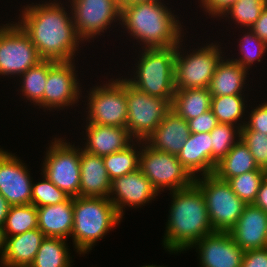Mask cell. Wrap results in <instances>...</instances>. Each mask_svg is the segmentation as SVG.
I'll return each instance as SVG.
<instances>
[{"mask_svg":"<svg viewBox=\"0 0 267 267\" xmlns=\"http://www.w3.org/2000/svg\"><path fill=\"white\" fill-rule=\"evenodd\" d=\"M63 4L64 1L49 0L32 2L20 9L16 23L43 60L75 61L79 46L84 44L76 32L72 11Z\"/></svg>","mask_w":267,"mask_h":267,"instance_id":"1","label":"cell"},{"mask_svg":"<svg viewBox=\"0 0 267 267\" xmlns=\"http://www.w3.org/2000/svg\"><path fill=\"white\" fill-rule=\"evenodd\" d=\"M169 195L171 205L162 236V246L170 254H179L188 251L195 242L215 231L203 193L195 183L190 187L172 191Z\"/></svg>","mask_w":267,"mask_h":267,"instance_id":"2","label":"cell"},{"mask_svg":"<svg viewBox=\"0 0 267 267\" xmlns=\"http://www.w3.org/2000/svg\"><path fill=\"white\" fill-rule=\"evenodd\" d=\"M164 3L155 0L121 6L120 26L125 29L121 32L137 40L141 49L176 47L186 35L184 25Z\"/></svg>","mask_w":267,"mask_h":267,"instance_id":"3","label":"cell"},{"mask_svg":"<svg viewBox=\"0 0 267 267\" xmlns=\"http://www.w3.org/2000/svg\"><path fill=\"white\" fill-rule=\"evenodd\" d=\"M74 225L71 239L78 255L88 254L96 243L123 220L109 198H73Z\"/></svg>","mask_w":267,"mask_h":267,"instance_id":"4","label":"cell"},{"mask_svg":"<svg viewBox=\"0 0 267 267\" xmlns=\"http://www.w3.org/2000/svg\"><path fill=\"white\" fill-rule=\"evenodd\" d=\"M142 51V52H141ZM176 47L139 49L132 74L124 79L137 90L172 103ZM136 67V68H135ZM133 75V77H132ZM130 77V78H129Z\"/></svg>","mask_w":267,"mask_h":267,"instance_id":"5","label":"cell"},{"mask_svg":"<svg viewBox=\"0 0 267 267\" xmlns=\"http://www.w3.org/2000/svg\"><path fill=\"white\" fill-rule=\"evenodd\" d=\"M184 41L182 39L176 46L175 88H208L217 65L226 55L225 50H221L224 47H220L223 45H220L218 41L217 43L208 41L205 45L202 44L203 46H197L196 49H191L189 46L190 50L187 51Z\"/></svg>","mask_w":267,"mask_h":267,"instance_id":"6","label":"cell"},{"mask_svg":"<svg viewBox=\"0 0 267 267\" xmlns=\"http://www.w3.org/2000/svg\"><path fill=\"white\" fill-rule=\"evenodd\" d=\"M102 84V85H101ZM95 84L87 90L86 124L126 127L128 116L126 80L123 76L110 78L105 83ZM88 99V100H87Z\"/></svg>","mask_w":267,"mask_h":267,"instance_id":"7","label":"cell"},{"mask_svg":"<svg viewBox=\"0 0 267 267\" xmlns=\"http://www.w3.org/2000/svg\"><path fill=\"white\" fill-rule=\"evenodd\" d=\"M65 138H52L44 151L41 173L69 197L75 198L80 191V145H72Z\"/></svg>","mask_w":267,"mask_h":267,"instance_id":"8","label":"cell"},{"mask_svg":"<svg viewBox=\"0 0 267 267\" xmlns=\"http://www.w3.org/2000/svg\"><path fill=\"white\" fill-rule=\"evenodd\" d=\"M195 184L203 193L214 231L231 230L247 204L236 195L227 181L214 174L195 178Z\"/></svg>","mask_w":267,"mask_h":267,"instance_id":"9","label":"cell"},{"mask_svg":"<svg viewBox=\"0 0 267 267\" xmlns=\"http://www.w3.org/2000/svg\"><path fill=\"white\" fill-rule=\"evenodd\" d=\"M139 169L159 194H162L160 192H164L165 189L172 192L190 187L195 183V178L180 162L177 155L153 149L142 140Z\"/></svg>","mask_w":267,"mask_h":267,"instance_id":"10","label":"cell"},{"mask_svg":"<svg viewBox=\"0 0 267 267\" xmlns=\"http://www.w3.org/2000/svg\"><path fill=\"white\" fill-rule=\"evenodd\" d=\"M11 22L0 24V76L10 79L18 78L43 60L28 35Z\"/></svg>","mask_w":267,"mask_h":267,"instance_id":"11","label":"cell"},{"mask_svg":"<svg viewBox=\"0 0 267 267\" xmlns=\"http://www.w3.org/2000/svg\"><path fill=\"white\" fill-rule=\"evenodd\" d=\"M65 3L69 4L66 6L72 11L76 32L83 42H94L113 23L120 26L121 5L115 0H66Z\"/></svg>","mask_w":267,"mask_h":267,"instance_id":"12","label":"cell"},{"mask_svg":"<svg viewBox=\"0 0 267 267\" xmlns=\"http://www.w3.org/2000/svg\"><path fill=\"white\" fill-rule=\"evenodd\" d=\"M126 99V128L135 140L147 139L171 110V104L167 100L141 92L127 81Z\"/></svg>","mask_w":267,"mask_h":267,"instance_id":"13","label":"cell"},{"mask_svg":"<svg viewBox=\"0 0 267 267\" xmlns=\"http://www.w3.org/2000/svg\"><path fill=\"white\" fill-rule=\"evenodd\" d=\"M75 61L49 60V71L43 93V110L71 109L82 97ZM66 107V108H65Z\"/></svg>","mask_w":267,"mask_h":267,"instance_id":"14","label":"cell"},{"mask_svg":"<svg viewBox=\"0 0 267 267\" xmlns=\"http://www.w3.org/2000/svg\"><path fill=\"white\" fill-rule=\"evenodd\" d=\"M159 192L149 179L137 169L124 176L111 180V189L108 198L114 204L119 216L123 219L125 208H139L146 206L156 199Z\"/></svg>","mask_w":267,"mask_h":267,"instance_id":"15","label":"cell"},{"mask_svg":"<svg viewBox=\"0 0 267 267\" xmlns=\"http://www.w3.org/2000/svg\"><path fill=\"white\" fill-rule=\"evenodd\" d=\"M16 153L0 155V194L11 206L31 204L32 183L30 169Z\"/></svg>","mask_w":267,"mask_h":267,"instance_id":"16","label":"cell"},{"mask_svg":"<svg viewBox=\"0 0 267 267\" xmlns=\"http://www.w3.org/2000/svg\"><path fill=\"white\" fill-rule=\"evenodd\" d=\"M199 267H242L244 250L238 246L229 232L215 231L195 242Z\"/></svg>","mask_w":267,"mask_h":267,"instance_id":"17","label":"cell"},{"mask_svg":"<svg viewBox=\"0 0 267 267\" xmlns=\"http://www.w3.org/2000/svg\"><path fill=\"white\" fill-rule=\"evenodd\" d=\"M228 232L244 251L267 247V212L247 204L237 223Z\"/></svg>","mask_w":267,"mask_h":267,"instance_id":"18","label":"cell"},{"mask_svg":"<svg viewBox=\"0 0 267 267\" xmlns=\"http://www.w3.org/2000/svg\"><path fill=\"white\" fill-rule=\"evenodd\" d=\"M84 130L82 133L86 134L82 139L86 141L81 148L96 156L103 157L121 151L135 141L126 127L86 124Z\"/></svg>","mask_w":267,"mask_h":267,"instance_id":"19","label":"cell"},{"mask_svg":"<svg viewBox=\"0 0 267 267\" xmlns=\"http://www.w3.org/2000/svg\"><path fill=\"white\" fill-rule=\"evenodd\" d=\"M190 134L188 121L170 110L144 141L153 149L178 155Z\"/></svg>","mask_w":267,"mask_h":267,"instance_id":"20","label":"cell"},{"mask_svg":"<svg viewBox=\"0 0 267 267\" xmlns=\"http://www.w3.org/2000/svg\"><path fill=\"white\" fill-rule=\"evenodd\" d=\"M111 180L103 157L92 155L80 146V191L82 197L108 198Z\"/></svg>","mask_w":267,"mask_h":267,"instance_id":"21","label":"cell"},{"mask_svg":"<svg viewBox=\"0 0 267 267\" xmlns=\"http://www.w3.org/2000/svg\"><path fill=\"white\" fill-rule=\"evenodd\" d=\"M177 158L194 178L212 174L210 132L191 133Z\"/></svg>","mask_w":267,"mask_h":267,"instance_id":"22","label":"cell"},{"mask_svg":"<svg viewBox=\"0 0 267 267\" xmlns=\"http://www.w3.org/2000/svg\"><path fill=\"white\" fill-rule=\"evenodd\" d=\"M45 237L39 228L19 235L5 237V251L0 265L5 267H29L33 263Z\"/></svg>","mask_w":267,"mask_h":267,"instance_id":"23","label":"cell"},{"mask_svg":"<svg viewBox=\"0 0 267 267\" xmlns=\"http://www.w3.org/2000/svg\"><path fill=\"white\" fill-rule=\"evenodd\" d=\"M73 198L48 206L37 207L38 228L46 237L69 239L74 225Z\"/></svg>","mask_w":267,"mask_h":267,"instance_id":"24","label":"cell"},{"mask_svg":"<svg viewBox=\"0 0 267 267\" xmlns=\"http://www.w3.org/2000/svg\"><path fill=\"white\" fill-rule=\"evenodd\" d=\"M226 57V58H225ZM250 73L238 63L224 56L216 67L208 87L212 97L224 95H247V78ZM247 84V85H246ZM245 86V87H244Z\"/></svg>","mask_w":267,"mask_h":267,"instance_id":"25","label":"cell"},{"mask_svg":"<svg viewBox=\"0 0 267 267\" xmlns=\"http://www.w3.org/2000/svg\"><path fill=\"white\" fill-rule=\"evenodd\" d=\"M259 169L247 145L240 138L232 149L214 168L213 174L224 181L230 178Z\"/></svg>","mask_w":267,"mask_h":267,"instance_id":"26","label":"cell"},{"mask_svg":"<svg viewBox=\"0 0 267 267\" xmlns=\"http://www.w3.org/2000/svg\"><path fill=\"white\" fill-rule=\"evenodd\" d=\"M211 99L208 88L176 89L171 110L188 121L210 110Z\"/></svg>","mask_w":267,"mask_h":267,"instance_id":"27","label":"cell"},{"mask_svg":"<svg viewBox=\"0 0 267 267\" xmlns=\"http://www.w3.org/2000/svg\"><path fill=\"white\" fill-rule=\"evenodd\" d=\"M245 97L247 98L248 95L212 97L211 110L218 123H229L242 129L246 124L245 116L248 110V98L246 99Z\"/></svg>","mask_w":267,"mask_h":267,"instance_id":"28","label":"cell"},{"mask_svg":"<svg viewBox=\"0 0 267 267\" xmlns=\"http://www.w3.org/2000/svg\"><path fill=\"white\" fill-rule=\"evenodd\" d=\"M49 71V60H42L33 67H30L22 75L19 76L18 93L22 95V98L29 100L32 105L43 109V93L45 85L47 84V76ZM26 98V99H25Z\"/></svg>","mask_w":267,"mask_h":267,"instance_id":"29","label":"cell"},{"mask_svg":"<svg viewBox=\"0 0 267 267\" xmlns=\"http://www.w3.org/2000/svg\"><path fill=\"white\" fill-rule=\"evenodd\" d=\"M67 239L45 237L29 267H72L74 264Z\"/></svg>","mask_w":267,"mask_h":267,"instance_id":"30","label":"cell"},{"mask_svg":"<svg viewBox=\"0 0 267 267\" xmlns=\"http://www.w3.org/2000/svg\"><path fill=\"white\" fill-rule=\"evenodd\" d=\"M140 152L141 140H135L127 148L103 156L109 179L113 180L116 177L124 176L139 169Z\"/></svg>","mask_w":267,"mask_h":267,"instance_id":"31","label":"cell"},{"mask_svg":"<svg viewBox=\"0 0 267 267\" xmlns=\"http://www.w3.org/2000/svg\"><path fill=\"white\" fill-rule=\"evenodd\" d=\"M38 228L37 207L33 204L11 206L3 225L5 237Z\"/></svg>","mask_w":267,"mask_h":267,"instance_id":"32","label":"cell"},{"mask_svg":"<svg viewBox=\"0 0 267 267\" xmlns=\"http://www.w3.org/2000/svg\"><path fill=\"white\" fill-rule=\"evenodd\" d=\"M242 31L243 36L237 38L239 39V42L237 41L239 43L237 45L239 47V56L237 55V58L233 56L230 59L249 72L256 62L259 63L261 59H264L263 57L267 53V44L259 39L250 29H245V31L243 29Z\"/></svg>","mask_w":267,"mask_h":267,"instance_id":"33","label":"cell"},{"mask_svg":"<svg viewBox=\"0 0 267 267\" xmlns=\"http://www.w3.org/2000/svg\"><path fill=\"white\" fill-rule=\"evenodd\" d=\"M266 5L267 0H237L220 18H225V21L229 19L228 22L233 21L238 28L250 29Z\"/></svg>","mask_w":267,"mask_h":267,"instance_id":"34","label":"cell"},{"mask_svg":"<svg viewBox=\"0 0 267 267\" xmlns=\"http://www.w3.org/2000/svg\"><path fill=\"white\" fill-rule=\"evenodd\" d=\"M212 144V174L218 163L241 138V129L229 123H218L210 132Z\"/></svg>","mask_w":267,"mask_h":267,"instance_id":"35","label":"cell"},{"mask_svg":"<svg viewBox=\"0 0 267 267\" xmlns=\"http://www.w3.org/2000/svg\"><path fill=\"white\" fill-rule=\"evenodd\" d=\"M267 177L265 170H253L227 180L232 190L246 204H253L259 188Z\"/></svg>","mask_w":267,"mask_h":267,"instance_id":"36","label":"cell"},{"mask_svg":"<svg viewBox=\"0 0 267 267\" xmlns=\"http://www.w3.org/2000/svg\"><path fill=\"white\" fill-rule=\"evenodd\" d=\"M41 181L32 183L31 204L36 207L48 206L61 203L69 196L60 190L43 173H40Z\"/></svg>","mask_w":267,"mask_h":267,"instance_id":"37","label":"cell"},{"mask_svg":"<svg viewBox=\"0 0 267 267\" xmlns=\"http://www.w3.org/2000/svg\"><path fill=\"white\" fill-rule=\"evenodd\" d=\"M241 139L247 145L259 169L267 172V134L258 131H241Z\"/></svg>","mask_w":267,"mask_h":267,"instance_id":"38","label":"cell"},{"mask_svg":"<svg viewBox=\"0 0 267 267\" xmlns=\"http://www.w3.org/2000/svg\"><path fill=\"white\" fill-rule=\"evenodd\" d=\"M264 100L251 111H247L246 124L241 131H258L267 134V101ZM248 120V121H247Z\"/></svg>","mask_w":267,"mask_h":267,"instance_id":"39","label":"cell"},{"mask_svg":"<svg viewBox=\"0 0 267 267\" xmlns=\"http://www.w3.org/2000/svg\"><path fill=\"white\" fill-rule=\"evenodd\" d=\"M218 124L217 118L212 110L188 120L189 130L191 133H208L211 132Z\"/></svg>","mask_w":267,"mask_h":267,"instance_id":"40","label":"cell"},{"mask_svg":"<svg viewBox=\"0 0 267 267\" xmlns=\"http://www.w3.org/2000/svg\"><path fill=\"white\" fill-rule=\"evenodd\" d=\"M200 1V2H199ZM237 0H198V6L203 8L205 14L211 18H219L228 10Z\"/></svg>","mask_w":267,"mask_h":267,"instance_id":"41","label":"cell"},{"mask_svg":"<svg viewBox=\"0 0 267 267\" xmlns=\"http://www.w3.org/2000/svg\"><path fill=\"white\" fill-rule=\"evenodd\" d=\"M242 267H267V247L245 251Z\"/></svg>","mask_w":267,"mask_h":267,"instance_id":"42","label":"cell"},{"mask_svg":"<svg viewBox=\"0 0 267 267\" xmlns=\"http://www.w3.org/2000/svg\"><path fill=\"white\" fill-rule=\"evenodd\" d=\"M250 30L267 44V5L262 10L258 20L250 27Z\"/></svg>","mask_w":267,"mask_h":267,"instance_id":"43","label":"cell"},{"mask_svg":"<svg viewBox=\"0 0 267 267\" xmlns=\"http://www.w3.org/2000/svg\"><path fill=\"white\" fill-rule=\"evenodd\" d=\"M253 205L267 212V177L262 182Z\"/></svg>","mask_w":267,"mask_h":267,"instance_id":"44","label":"cell"},{"mask_svg":"<svg viewBox=\"0 0 267 267\" xmlns=\"http://www.w3.org/2000/svg\"><path fill=\"white\" fill-rule=\"evenodd\" d=\"M10 207L11 205L9 204V202L3 195L0 194V227H3Z\"/></svg>","mask_w":267,"mask_h":267,"instance_id":"45","label":"cell"},{"mask_svg":"<svg viewBox=\"0 0 267 267\" xmlns=\"http://www.w3.org/2000/svg\"><path fill=\"white\" fill-rule=\"evenodd\" d=\"M4 251H5V236L3 227H0V263L4 255Z\"/></svg>","mask_w":267,"mask_h":267,"instance_id":"46","label":"cell"},{"mask_svg":"<svg viewBox=\"0 0 267 267\" xmlns=\"http://www.w3.org/2000/svg\"><path fill=\"white\" fill-rule=\"evenodd\" d=\"M155 0H125V5H129L132 3H137V2H151Z\"/></svg>","mask_w":267,"mask_h":267,"instance_id":"47","label":"cell"},{"mask_svg":"<svg viewBox=\"0 0 267 267\" xmlns=\"http://www.w3.org/2000/svg\"><path fill=\"white\" fill-rule=\"evenodd\" d=\"M117 3H119L121 6L125 5V0H115Z\"/></svg>","mask_w":267,"mask_h":267,"instance_id":"48","label":"cell"},{"mask_svg":"<svg viewBox=\"0 0 267 267\" xmlns=\"http://www.w3.org/2000/svg\"><path fill=\"white\" fill-rule=\"evenodd\" d=\"M6 150L0 148V155H2Z\"/></svg>","mask_w":267,"mask_h":267,"instance_id":"49","label":"cell"},{"mask_svg":"<svg viewBox=\"0 0 267 267\" xmlns=\"http://www.w3.org/2000/svg\"><path fill=\"white\" fill-rule=\"evenodd\" d=\"M141 267H153V264L152 265H144V266H141Z\"/></svg>","mask_w":267,"mask_h":267,"instance_id":"50","label":"cell"},{"mask_svg":"<svg viewBox=\"0 0 267 267\" xmlns=\"http://www.w3.org/2000/svg\"><path fill=\"white\" fill-rule=\"evenodd\" d=\"M153 267H166V266H163V265L162 266H160V265L158 266V265L154 264Z\"/></svg>","mask_w":267,"mask_h":267,"instance_id":"51","label":"cell"}]
</instances>
